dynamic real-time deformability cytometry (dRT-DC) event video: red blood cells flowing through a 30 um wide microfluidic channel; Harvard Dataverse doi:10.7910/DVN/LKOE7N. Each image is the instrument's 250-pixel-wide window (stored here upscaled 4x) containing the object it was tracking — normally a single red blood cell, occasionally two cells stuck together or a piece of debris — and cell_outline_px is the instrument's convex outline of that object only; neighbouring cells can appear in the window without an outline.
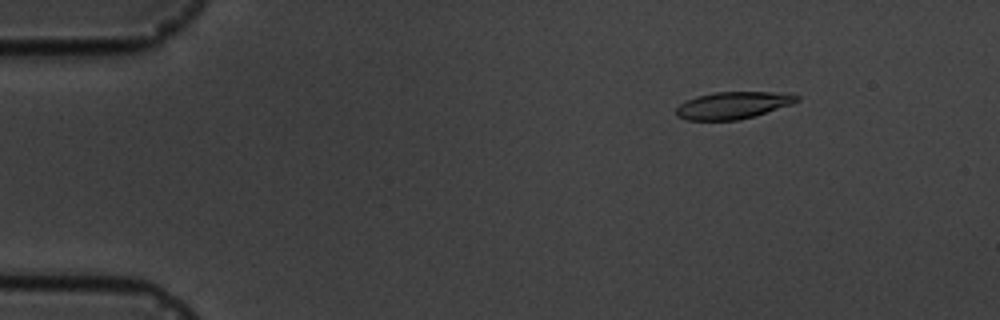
{"species": "common noctule bat (a hibernating species)", "species_latin": "Nyctalus noctula", "temperature_condition": "cold", "stored_images_in_passage": 6, "camera_frame_rate_fps": 3000, "um_per_image_px": 0.085, "animal": {"sex": "male", "body_mass_g": 19.5, "forearm_length_mm": 54.6}, "frame": {"image": 1, "passage_image": 2, "time_ms": 1.333, "image_size_px": [1000, 320], "cell_outline_px": [[800, 100], [792, 104], [756, 116], [736, 120], [688, 120], [676, 116], [676, 108], [680, 104], [696, 96], [716, 92], [792, 92], [800, 96]], "centroid_in_image_um": [62.37, 8.94], "position_along_channel_um": 22.6, "area_um2": 19.25}}
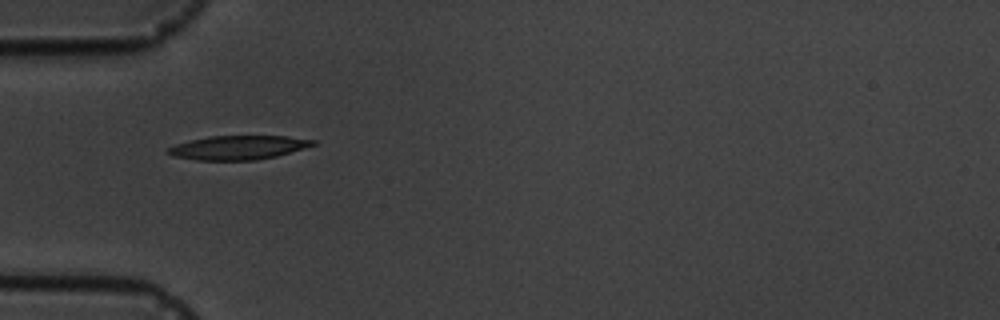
{"frame": {"image": 2, "passage_image": 5, "time_ms": 4.667, "image_size_px": [1000, 320], "cell_outline_px": [[316, 144], [304, 148], [276, 156], [256, 160], [196, 160], [172, 156], [164, 152], [168, 148], [176, 144], [208, 136], [288, 136], [316, 140]], "centroid_in_image_um": [20.23, 12.54], "position_along_channel_um": 64.8, "area_um2": 20.23}}
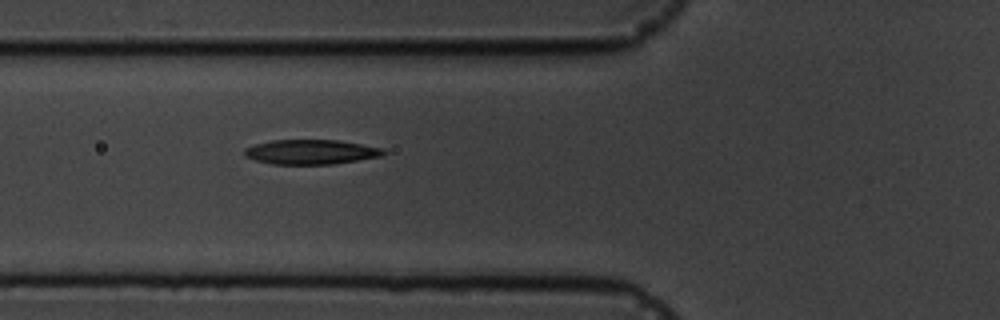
{"frame": {"image": 3, "passage_image": 6, "time_ms": 5.667, "image_size_px": [1000, 320], "cell_outline_px": [[388, 152], [380, 156], [332, 164], [272, 164], [256, 160], [244, 156], [244, 148], [256, 144], [272, 140], [340, 140], [384, 148]], "centroid_in_image_um": [26.44, 12.91], "position_along_channel_um": 99.4, "area_um2": 19.94}}